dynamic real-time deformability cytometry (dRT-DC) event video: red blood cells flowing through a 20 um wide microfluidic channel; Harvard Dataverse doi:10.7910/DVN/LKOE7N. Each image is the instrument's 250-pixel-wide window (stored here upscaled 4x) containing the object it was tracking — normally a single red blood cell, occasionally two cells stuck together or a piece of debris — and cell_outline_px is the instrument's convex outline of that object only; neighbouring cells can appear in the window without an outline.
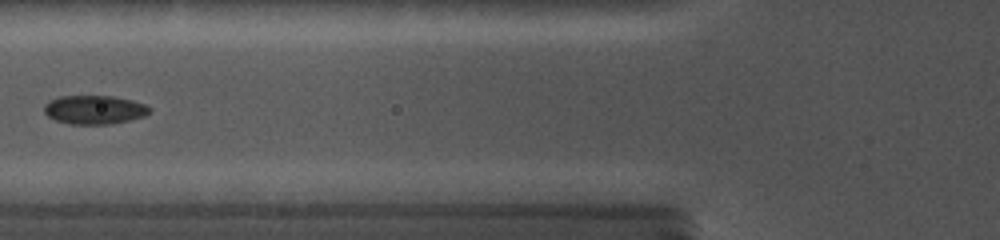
{"species": "common noctule bat (a hibernating species)", "species_latin": "Nyctalus noctula", "temperature_condition": "cold", "stored_images_in_passage": 29, "camera_frame_rate_fps": 5000, "um_per_image_px": 0.085, "animal": {"sex": "female", "body_mass_g": 19.0, "forearm_length_mm": 56.7}, "frame": {"image": 1, "passage_image": 12, "time_ms": 6.0, "image_size_px": [1000, 240], "cell_outline_px": [[152, 112], [144, 116], [112, 124], [68, 124], [56, 120], [48, 116], [44, 112], [44, 104], [60, 96], [112, 96], [132, 100], [144, 104], [152, 108]], "centroid_in_image_um": [8.04, 9.33], "position_along_channel_um": 117.8, "area_um2": 17.69}}
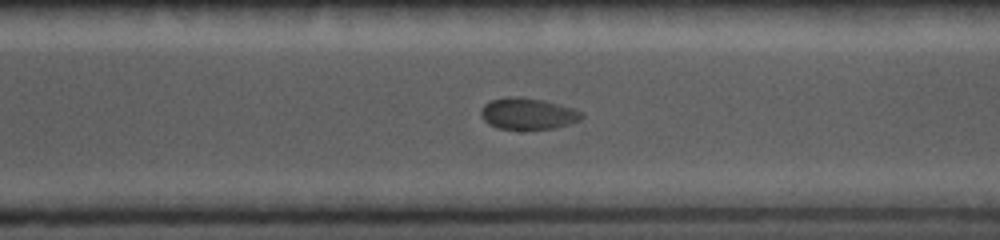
{"frame": {"image": 2, "passage_image": 21, "time_ms": 11.4, "image_size_px": [1000, 240], "cell_outline_px": [[584, 116], [580, 120], [556, 128], [496, 128], [488, 124], [480, 116], [480, 112], [484, 104], [492, 100], [508, 96], [540, 100], [572, 108], [580, 112]], "centroid_in_image_um": [44.82, 9.67], "position_along_channel_um": 325.8, "area_um2": 17.92}}
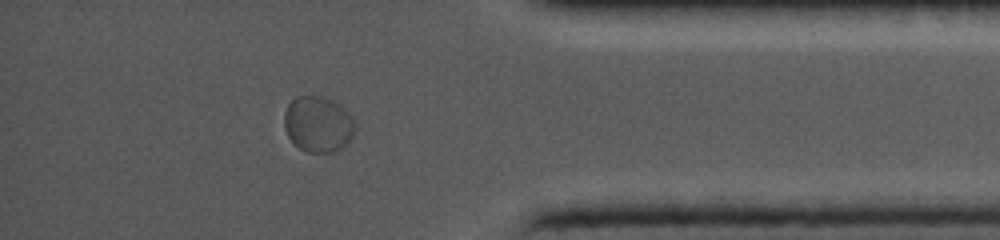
{"frame": {"image": 3, "passage_image": 26, "time_ms": 13.8, "image_size_px": [1000, 240], "cell_outline_px": [[356, 132], [352, 140], [336, 152], [308, 152], [300, 148], [288, 136], [284, 128], [284, 112], [288, 104], [296, 96], [320, 96], [332, 100], [352, 116], [356, 124]], "centroid_in_image_um": [27.06, 10.57], "position_along_channel_um": 408.1, "area_um2": 23.24}}